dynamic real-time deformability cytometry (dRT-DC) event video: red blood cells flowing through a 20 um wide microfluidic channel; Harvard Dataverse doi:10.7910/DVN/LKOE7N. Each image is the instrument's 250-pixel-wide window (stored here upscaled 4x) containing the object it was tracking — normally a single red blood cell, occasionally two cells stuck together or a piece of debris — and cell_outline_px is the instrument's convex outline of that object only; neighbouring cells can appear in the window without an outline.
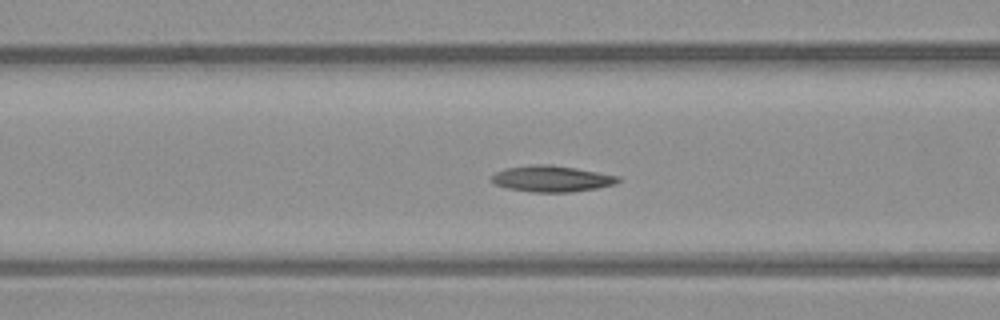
{"species": "common noctule bat (a hibernating species)", "species_latin": "Nyctalus noctula", "temperature_condition": "warm", "stored_images_in_passage": 56, "camera_frame_rate_fps": 3000, "um_per_image_px": 0.085, "animal": {"sex": "male", "body_mass_g": 23.1, "forearm_length_mm": 52.7}, "frame": {"image": 1, "passage_image": 21, "time_ms": 6.667, "image_size_px": [1000, 320], "cell_outline_px": [[620, 180], [616, 184], [596, 188], [572, 192], [532, 192], [508, 188], [496, 184], [488, 180], [496, 172], [504, 168], [532, 164], [552, 164], [576, 168], [620, 176]], "centroid_in_image_um": [46.88, 15.18], "position_along_channel_um": 119.7, "area_um2": 19.42}}
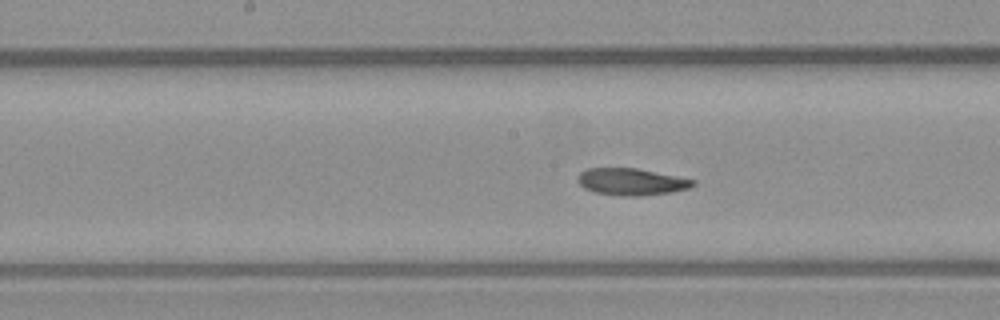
{"frame": {"image": 2, "passage_image": 27, "time_ms": 8.667, "image_size_px": [1000, 320], "cell_outline_px": [[696, 184], [688, 188], [672, 192], [644, 196], [624, 196], [596, 192], [584, 188], [576, 180], [580, 172], [588, 168], [636, 168], [696, 180]], "centroid_in_image_um": [53.67, 15.45], "position_along_channel_um": 194.5, "area_um2": 18.03}}
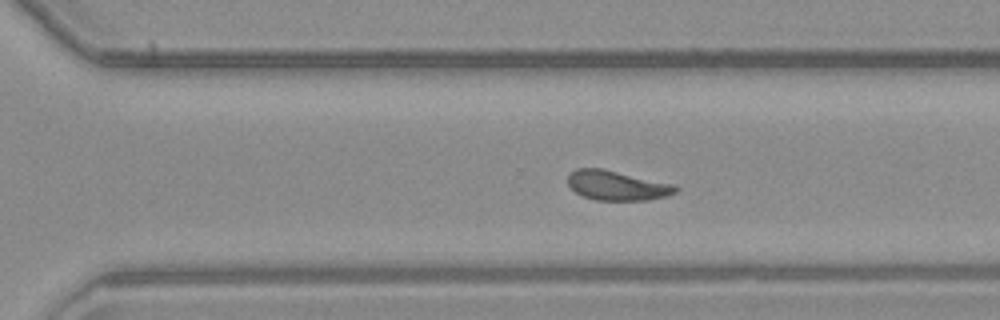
{"frame": {"image": 3, "passage_image": 37, "time_ms": 12.0, "image_size_px": [1000, 320], "cell_outline_px": [[680, 188], [676, 192], [668, 196], [648, 200], [596, 200], [584, 196], [576, 192], [568, 184], [568, 172], [576, 168], [600, 168], [676, 184]], "centroid_in_image_um": [52.48, 15.76], "position_along_channel_um": 318.1, "area_um2": 18.73}, "authors_computed_cell_mechanics": {"area_um2": 19.074, "velocity_mm_per_s": 3.73, "shape_relaxation_time_tau1_ms": null, "shape_relaxation_time_tau2_ms": 5.54, "deformation_change_tau1": null, "deformation_change_tau2": 0.1317}}